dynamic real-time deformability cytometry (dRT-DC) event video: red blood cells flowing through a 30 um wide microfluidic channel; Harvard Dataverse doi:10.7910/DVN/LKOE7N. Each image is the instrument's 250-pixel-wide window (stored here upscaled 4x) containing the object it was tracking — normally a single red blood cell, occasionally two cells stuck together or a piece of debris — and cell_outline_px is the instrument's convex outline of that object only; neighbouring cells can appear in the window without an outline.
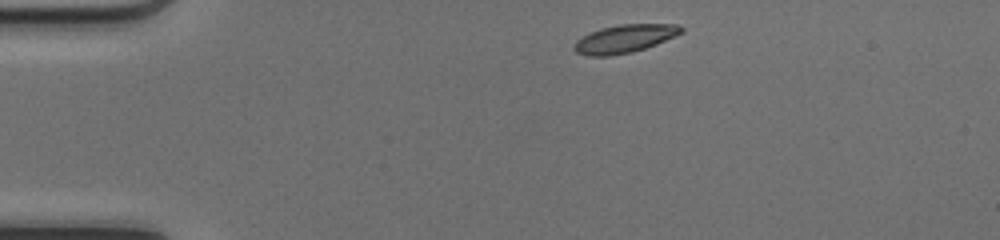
{"species": "common noctule bat (a hibernating species)", "species_latin": "Nyctalus noctula", "temperature_condition": "cold", "stored_images_in_passage": 41, "camera_frame_rate_fps": 3000, "um_per_image_px": 0.085, "animal": {"sex": "female", "body_mass_g": 17.0, "forearm_length_mm": 48.0}, "frame": {"image": 1, "passage_image": 1, "time_ms": 0.0, "image_size_px": [1000, 240], "cell_outline_px": [[684, 32], [676, 36], [656, 44], [632, 52], [608, 56], [588, 56], [576, 52], [572, 48], [576, 40], [600, 28], [620, 24], [676, 24], [684, 28]], "centroid_in_image_um": [53.1, 3.29], "position_along_channel_um": 31.9, "area_um2": 17.51}}
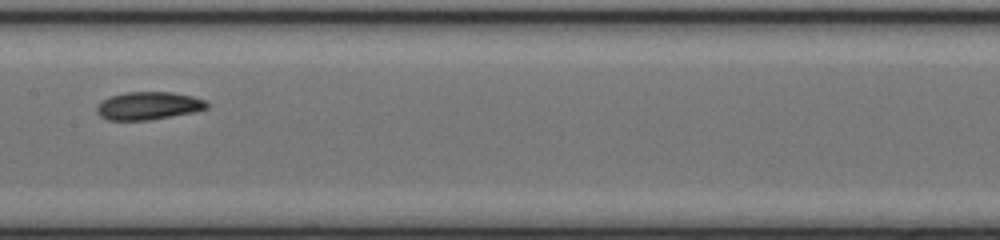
{"frame": {"image": 2, "passage_image": 17, "time_ms": 5.333, "image_size_px": [1000, 240], "cell_outline_px": [[208, 108], [192, 112], [152, 120], [108, 120], [100, 116], [96, 112], [96, 108], [104, 100], [112, 96], [124, 92], [172, 92], [192, 96], [204, 100], [208, 104]], "centroid_in_image_um": [12.62, 8.99], "position_along_channel_um": 194.8, "area_um2": 17.74}}
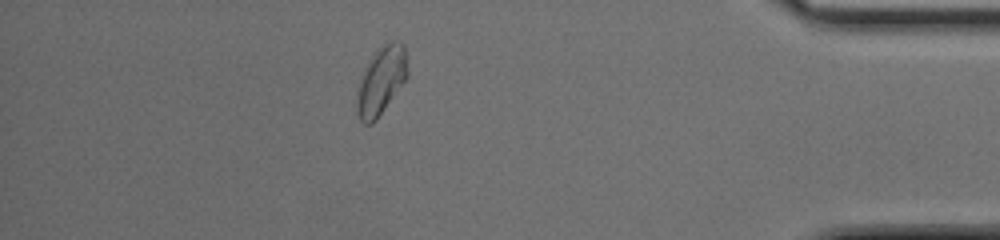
{"frame": {"image": 3, "passage_image": 35, "time_ms": 11.333, "image_size_px": [1000, 240], "cell_outline_px": [[408, 76], [376, 120], [372, 124], [364, 124], [360, 120], [356, 112], [356, 100], [360, 80], [364, 68], [376, 48], [392, 40], [396, 40], [404, 44], [408, 72]], "centroid_in_image_um": [32.39, 6.84], "position_along_channel_um": 402.8, "area_um2": 20.11}, "authors_computed_cell_mechanics": {"area_um2": 18.0336, "velocity_mm_per_s": 4.1538, "shape_relaxation_time_tau1_ms": 2.5098, "shape_relaxation_time_tau2_ms": 8.9279, "deformation_change_tau1": 0.1161, "deformation_change_tau2": 0.1249}}